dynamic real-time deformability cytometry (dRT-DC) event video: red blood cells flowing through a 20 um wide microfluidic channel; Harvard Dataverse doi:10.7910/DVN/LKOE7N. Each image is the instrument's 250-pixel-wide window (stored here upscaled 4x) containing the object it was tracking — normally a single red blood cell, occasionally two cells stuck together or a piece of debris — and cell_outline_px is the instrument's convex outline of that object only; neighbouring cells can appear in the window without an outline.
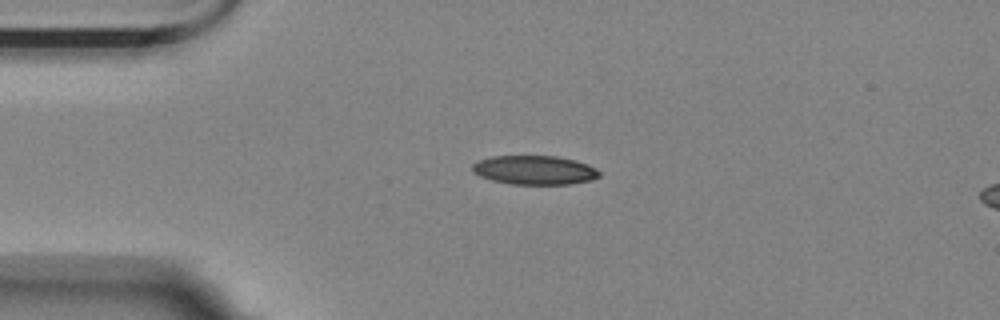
{"species": "Egyptian fruit bat (a non-hibernating species)", "species_latin": "Rousettus aegyptiacus", "temperature_condition": "room temperature", "stored_images_in_passage": 3, "segment_of_instrument_passage": [1, 2], "camera_frame_rate_fps": 3000, "um_per_image_px": 0.085, "animal": {"sex": "female"}, "frame": {"image": 1, "passage_image": 1, "time_ms": 0.0, "image_size_px": [1000, 320], "cell_outline_px": [[600, 176], [592, 180], [568, 184], [508, 184], [492, 180], [480, 176], [472, 172], [472, 164], [476, 160], [492, 156], [556, 156], [576, 160], [588, 164], [596, 168], [600, 172]], "centroid_in_image_um": [45.42, 14.45], "position_along_channel_um": 39.6, "area_um2": 21.68}}